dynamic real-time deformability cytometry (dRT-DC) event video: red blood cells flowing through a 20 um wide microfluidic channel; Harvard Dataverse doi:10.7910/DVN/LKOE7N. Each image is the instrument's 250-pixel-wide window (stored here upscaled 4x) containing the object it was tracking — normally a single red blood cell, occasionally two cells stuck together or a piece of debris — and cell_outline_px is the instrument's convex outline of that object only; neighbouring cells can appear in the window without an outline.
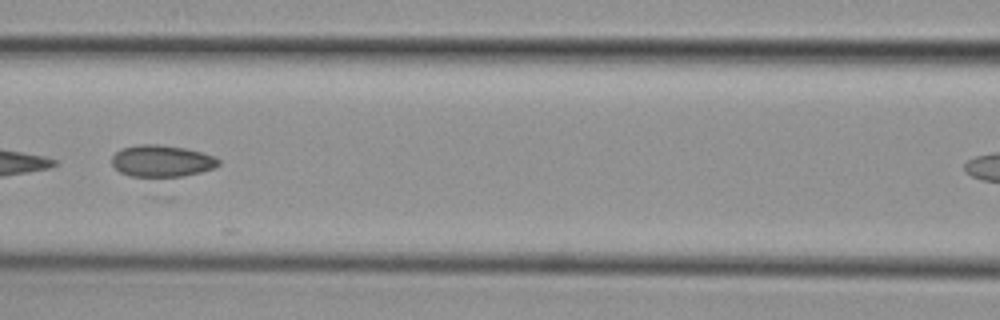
{"species": "common noctule bat (a hibernating species)", "species_latin": "Nyctalus noctula", "temperature_condition": "cold", "stored_images_in_passage": 12, "camera_frame_rate_fps": 3000, "um_per_image_px": 0.085, "animal": {"sex": "female", "body_mass_g": 29.2, "forearm_length_mm": 56.3}, "frame": {"image": 1, "passage_image": 8, "time_ms": 2.333, "image_size_px": [1000, 320], "cell_outline_px": [[220, 164], [212, 168], [200, 172], [184, 176], [128, 176], [120, 172], [112, 164], [112, 156], [120, 148], [140, 144], [160, 144], [184, 148], [200, 152], [212, 156], [220, 160]], "centroid_in_image_um": [13.71, 13.67], "position_along_channel_um": 152.9, "area_um2": 19.59}}
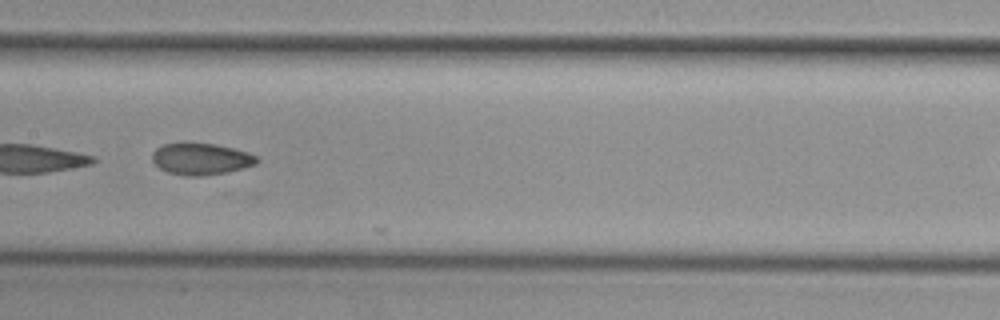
{"frame": {"image": 2, "passage_image": 11, "time_ms": 3.333, "image_size_px": [1000, 320], "cell_outline_px": [[260, 160], [256, 164], [244, 168], [228, 172], [200, 176], [184, 176], [168, 172], [160, 168], [152, 160], [152, 152], [156, 148], [164, 144], [184, 140], [212, 144], [232, 148], [248, 152], [256, 156]], "centroid_in_image_um": [17.06, 13.48], "position_along_channel_um": 190.3, "area_um2": 19.77}}